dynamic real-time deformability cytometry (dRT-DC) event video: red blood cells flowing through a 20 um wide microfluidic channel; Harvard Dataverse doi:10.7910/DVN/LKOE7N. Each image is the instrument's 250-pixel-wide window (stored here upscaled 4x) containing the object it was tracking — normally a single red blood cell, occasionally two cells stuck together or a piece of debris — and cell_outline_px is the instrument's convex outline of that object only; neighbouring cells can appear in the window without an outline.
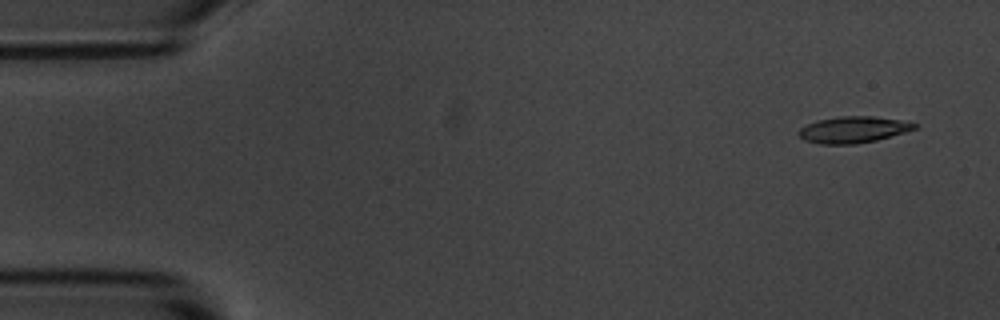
{"species": "common noctule bat (a hibernating species)", "species_latin": "Nyctalus noctula", "temperature_condition": "room temperature", "stored_images_in_passage": 5, "camera_frame_rate_fps": 3000, "um_per_image_px": 0.085, "animal": {"sex": "male", "body_mass_g": 20.1, "forearm_length_mm": 53.5}, "frame": {"image": 1, "passage_image": 1, "time_ms": 0.0, "image_size_px": [1000, 320], "cell_outline_px": [[920, 128], [876, 140], [856, 144], [820, 144], [804, 140], [796, 132], [800, 128], [808, 124], [820, 120], [836, 116], [872, 116], [900, 120], [920, 124]], "centroid_in_image_um": [72.56, 11.02], "position_along_channel_um": 12.4, "area_um2": 17.92}}
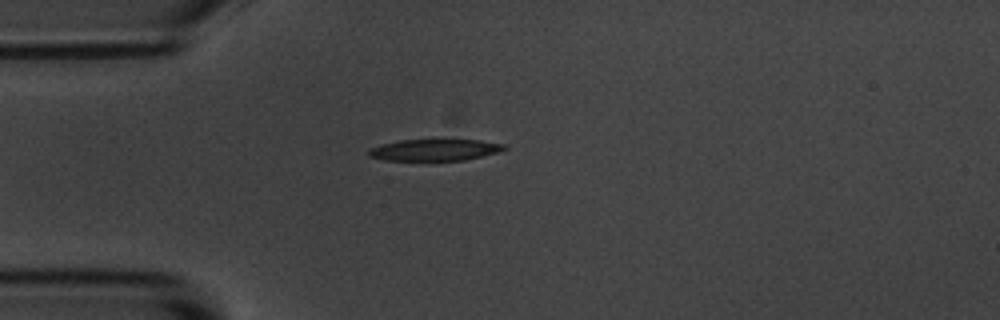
{"frame": {"image": 2, "passage_image": 4, "time_ms": 1.0, "image_size_px": [1000, 320], "cell_outline_px": [[508, 148], [496, 152], [464, 160], [384, 160], [368, 156], [368, 152], [372, 148], [380, 144], [400, 140], [480, 140], [504, 144]], "centroid_in_image_um": [36.92, 12.74], "position_along_channel_um": 48.1, "area_um2": 16.76}}